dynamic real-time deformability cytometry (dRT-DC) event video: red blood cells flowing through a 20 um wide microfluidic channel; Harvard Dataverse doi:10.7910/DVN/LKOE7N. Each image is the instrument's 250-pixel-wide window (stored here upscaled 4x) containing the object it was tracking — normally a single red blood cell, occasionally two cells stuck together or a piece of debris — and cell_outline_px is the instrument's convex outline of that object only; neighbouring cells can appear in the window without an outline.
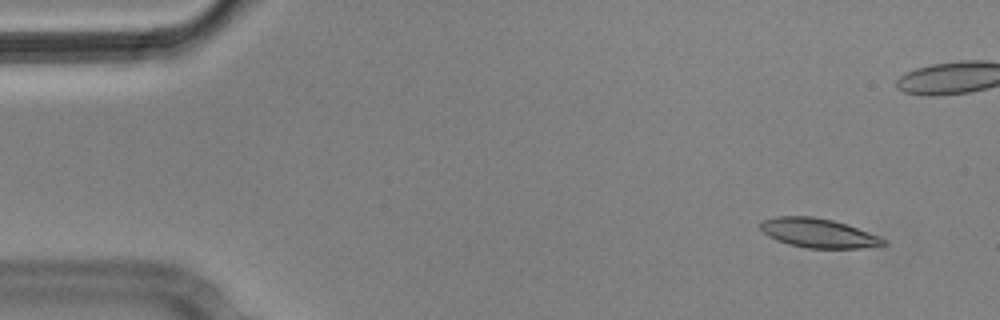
{"species": "Egyptian fruit bat (a non-hibernating species)", "species_latin": "Rousettus aegyptiacus", "temperature_condition": "cold", "stored_images_in_passage": 5, "camera_frame_rate_fps": 3000, "um_per_image_px": 0.085, "animal": {"sex": "male"}, "frame": {"image": 1, "passage_image": 1, "time_ms": 0.0, "image_size_px": [1000, 320], "cell_outline_px": [[888, 244], [860, 248], [808, 248], [788, 244], [776, 240], [768, 236], [760, 228], [760, 224], [764, 220], [776, 216], [812, 216], [832, 220], [880, 236], [888, 240]], "centroid_in_image_um": [69.56, 19.81], "position_along_channel_um": 15.4, "area_um2": 20.81}}